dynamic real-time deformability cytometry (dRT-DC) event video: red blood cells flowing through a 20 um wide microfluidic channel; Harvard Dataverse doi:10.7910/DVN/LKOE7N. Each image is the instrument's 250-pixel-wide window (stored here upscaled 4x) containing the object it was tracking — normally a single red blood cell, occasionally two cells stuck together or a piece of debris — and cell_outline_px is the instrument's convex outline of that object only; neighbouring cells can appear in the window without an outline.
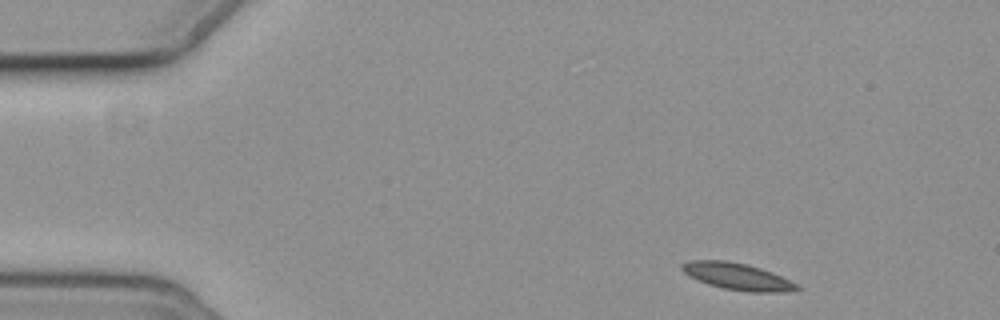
{"species": "common noctule bat (a hibernating species)", "species_latin": "Nyctalus noctula", "temperature_condition": "cold", "stored_images_in_passage": 5, "camera_frame_rate_fps": 3000, "um_per_image_px": 0.085, "animal": {"sex": "female", "body_mass_g": 19.3, "forearm_length_mm": 54.1}, "frame": {"image": 1, "passage_image": 1, "time_ms": 0.0, "image_size_px": [1000, 320], "cell_outline_px": [[800, 288], [784, 292], [748, 292], [720, 288], [708, 284], [688, 276], [680, 268], [680, 264], [688, 260], [724, 260], [748, 264], [772, 272], [800, 284]], "centroid_in_image_um": [62.66, 23.49], "position_along_channel_um": 22.3, "area_um2": 18.21}}
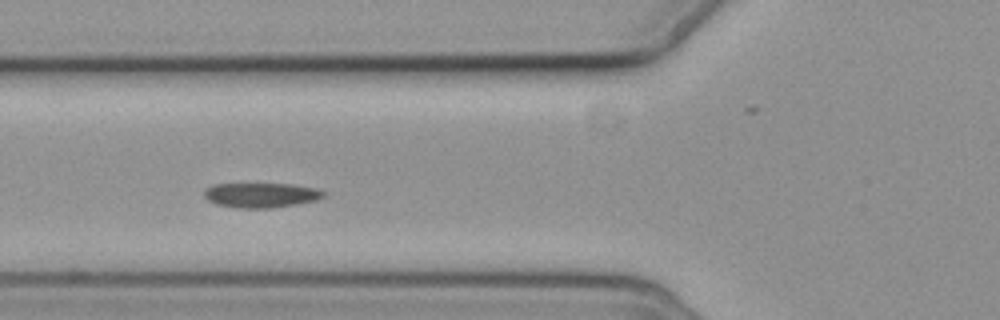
{"frame": {"image": 2, "passage_image": 4, "time_ms": 4.667, "image_size_px": [1000, 320], "cell_outline_px": [[328, 196], [316, 200], [296, 204], [268, 208], [236, 208], [216, 204], [208, 200], [204, 196], [204, 188], [212, 184], [292, 184], [316, 188], [328, 192]], "centroid_in_image_um": [22.21, 16.58], "position_along_channel_um": 103.6, "area_um2": 17.46}}
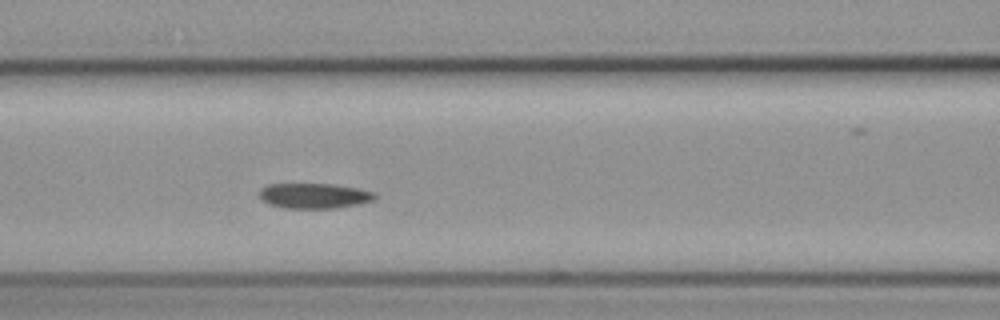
{"frame": {"image": 3, "passage_image": 5, "time_ms": 5.667, "image_size_px": [1000, 320], "cell_outline_px": [[376, 200], [360, 204], [336, 208], [284, 208], [268, 204], [260, 200], [260, 188], [268, 184], [336, 184], [360, 188], [376, 192]], "centroid_in_image_um": [26.74, 16.64], "position_along_channel_um": 139.9, "area_um2": 17.34}}